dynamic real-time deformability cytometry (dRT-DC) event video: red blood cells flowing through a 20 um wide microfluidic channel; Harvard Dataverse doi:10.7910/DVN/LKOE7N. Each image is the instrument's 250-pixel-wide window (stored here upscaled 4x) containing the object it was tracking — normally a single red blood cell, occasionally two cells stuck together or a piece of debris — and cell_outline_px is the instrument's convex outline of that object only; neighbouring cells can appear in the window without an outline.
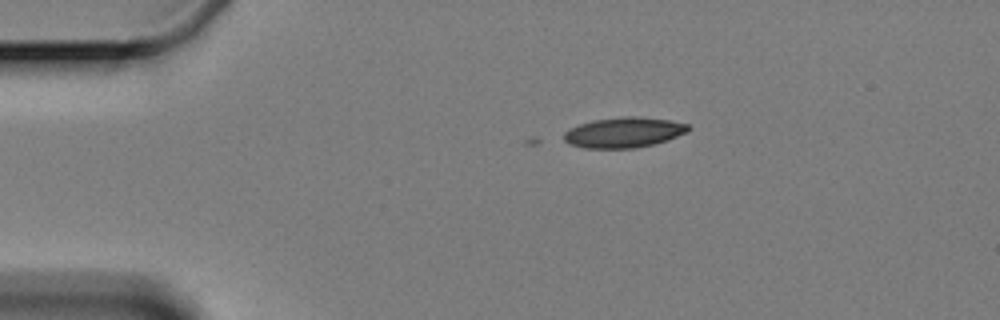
{"species": "Egyptian fruit bat (a non-hibernating species)", "species_latin": "Rousettus aegyptiacus", "temperature_condition": "cold", "stored_images_in_passage": 3, "camera_frame_rate_fps": 3000, "um_per_image_px": 0.085, "animal": {"sex": "female"}, "frame": {"image": 1, "passage_image": 1, "time_ms": 0.0, "image_size_px": [1000, 320], "cell_outline_px": [[692, 128], [688, 132], [668, 140], [636, 148], [584, 148], [568, 144], [564, 140], [564, 132], [568, 128], [592, 120], [620, 116], [636, 116], [668, 120], [688, 124]], "centroid_in_image_um": [53.02, 11.25], "position_along_channel_um": 32.0, "area_um2": 22.2}}